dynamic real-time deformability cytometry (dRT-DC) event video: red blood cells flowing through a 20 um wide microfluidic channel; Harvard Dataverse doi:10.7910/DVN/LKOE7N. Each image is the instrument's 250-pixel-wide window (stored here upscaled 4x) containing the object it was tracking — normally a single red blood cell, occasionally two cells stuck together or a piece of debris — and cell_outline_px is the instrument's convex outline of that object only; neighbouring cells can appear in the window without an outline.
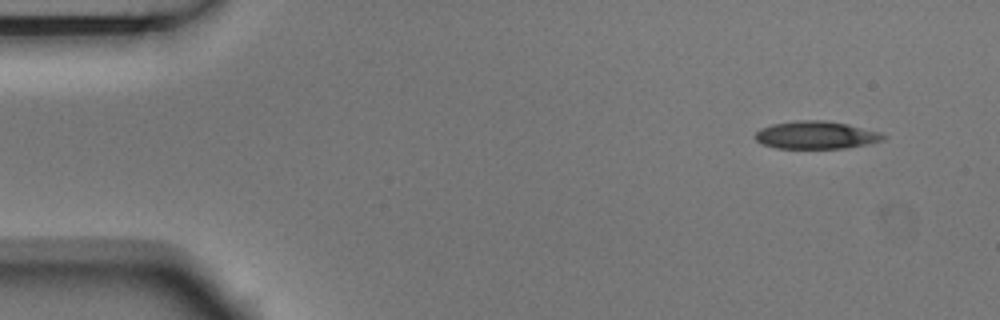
{"species": "Egyptian fruit bat (a non-hibernating species)", "species_latin": "Rousettus aegyptiacus", "temperature_condition": "room temperature", "stored_images_in_passage": 4, "camera_frame_rate_fps": 3000, "um_per_image_px": 0.085, "animal": {"sex": "male"}, "frame": {"image": 1, "passage_image": 1, "time_ms": 0.0, "image_size_px": [1000, 320], "cell_outline_px": [[888, 136], [884, 140], [868, 144], [844, 148], [776, 148], [764, 144], [756, 140], [752, 136], [760, 128], [772, 124], [796, 120], [824, 120], [848, 124], [880, 132]], "centroid_in_image_um": [69.37, 11.47], "position_along_channel_um": 15.6, "area_um2": 20.81}}
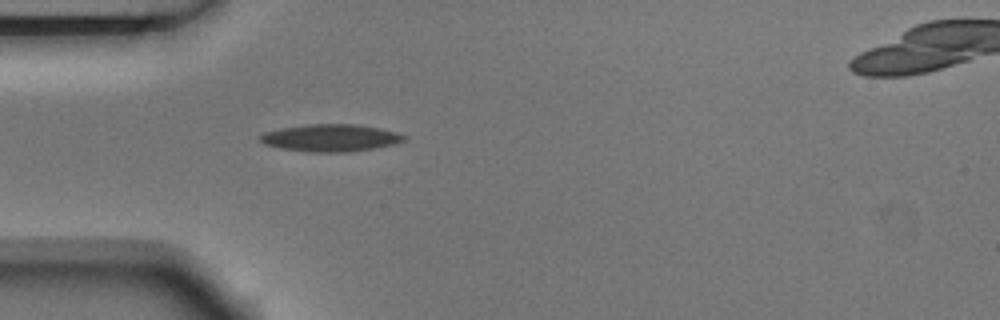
{"frame": {"image": 2, "passage_image": 4, "time_ms": 1.0, "image_size_px": [1000, 320], "cell_outline_px": [[408, 140], [396, 144], [348, 152], [312, 152], [280, 148], [264, 144], [260, 140], [260, 136], [264, 132], [280, 128], [308, 124], [356, 124], [380, 128], [396, 132], [408, 136]], "centroid_in_image_um": [28.14, 11.71], "position_along_channel_um": 56.9, "area_um2": 22.95}}